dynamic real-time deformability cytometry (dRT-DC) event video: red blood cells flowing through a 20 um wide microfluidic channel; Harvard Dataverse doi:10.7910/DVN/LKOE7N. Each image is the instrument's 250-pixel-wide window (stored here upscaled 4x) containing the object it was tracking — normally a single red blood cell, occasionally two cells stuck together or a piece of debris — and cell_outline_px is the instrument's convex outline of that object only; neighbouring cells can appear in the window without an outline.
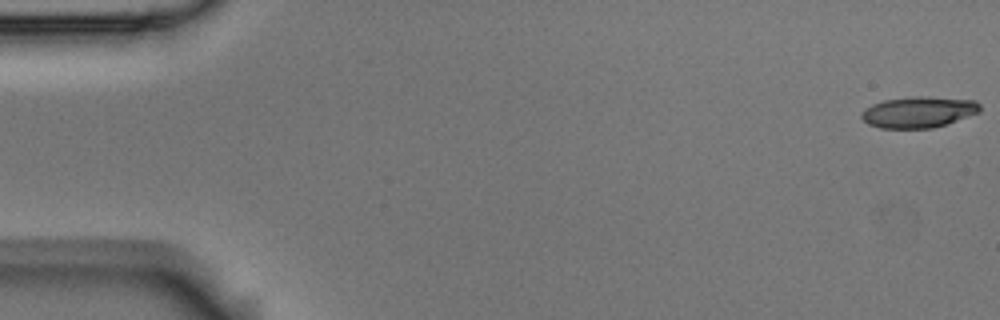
{"species": "Egyptian fruit bat (a non-hibernating species)", "species_latin": "Rousettus aegyptiacus", "temperature_condition": "room temperature", "stored_images_in_passage": 57, "camera_frame_rate_fps": 3000, "um_per_image_px": 0.085, "animal": {"sex": "male"}, "frame": {"image": 1, "passage_image": 1, "time_ms": 0.0, "image_size_px": [1000, 320], "cell_outline_px": [[980, 112], [932, 128], [880, 128], [868, 124], [860, 116], [860, 112], [864, 108], [872, 104], [884, 100], [916, 96], [920, 96], [976, 100], [980, 104]], "centroid_in_image_um": [78.04, 9.52], "position_along_channel_um": 7.0, "area_um2": 21.39}}
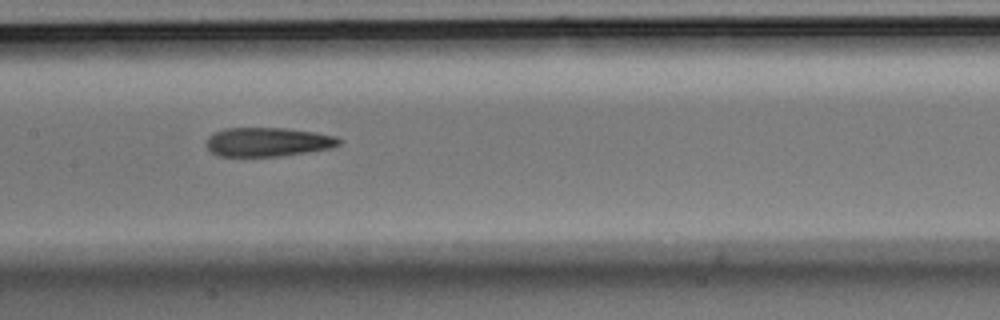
{"frame": {"image": 2, "passage_image": 28, "time_ms": 9.0, "image_size_px": [1000, 320], "cell_outline_px": [[344, 140], [340, 144], [332, 148], [308, 152], [280, 156], [216, 156], [204, 144], [208, 136], [216, 132], [228, 128], [284, 128], [316, 132], [336, 136]], "centroid_in_image_um": [22.79, 12.07], "position_along_channel_um": 184.6, "area_um2": 22.6}}
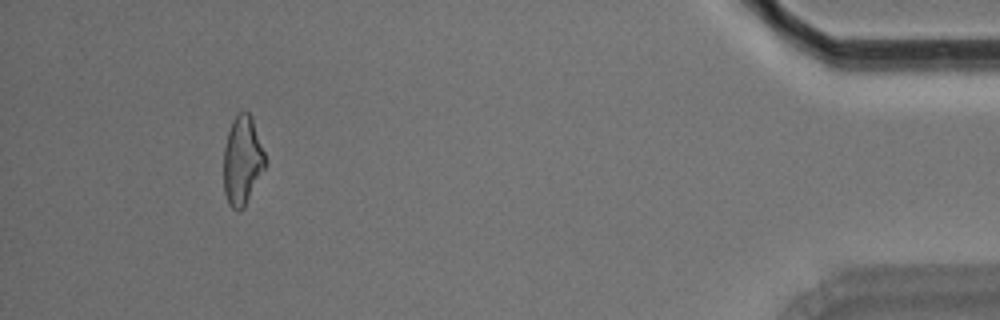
{"frame": {"image": 3, "passage_image": 53, "time_ms": 17.333, "image_size_px": [1000, 320], "cell_outline_px": [[268, 164], [244, 208], [240, 212], [236, 212], [228, 204], [224, 192], [224, 148], [228, 132], [232, 120], [244, 108], [252, 116]], "centroid_in_image_um": [20.62, 13.68], "position_along_channel_um": 414.6, "area_um2": 21.96}, "authors_computed_cell_mechanics": {"area_um2": 22.4842, "velocity_mm_per_s": 3.5469, "shape_relaxation_time_tau1_ms": null, "shape_relaxation_time_tau2_ms": 4.5315, "deformation_change_tau1": null, "deformation_change_tau2": 0.1692}}